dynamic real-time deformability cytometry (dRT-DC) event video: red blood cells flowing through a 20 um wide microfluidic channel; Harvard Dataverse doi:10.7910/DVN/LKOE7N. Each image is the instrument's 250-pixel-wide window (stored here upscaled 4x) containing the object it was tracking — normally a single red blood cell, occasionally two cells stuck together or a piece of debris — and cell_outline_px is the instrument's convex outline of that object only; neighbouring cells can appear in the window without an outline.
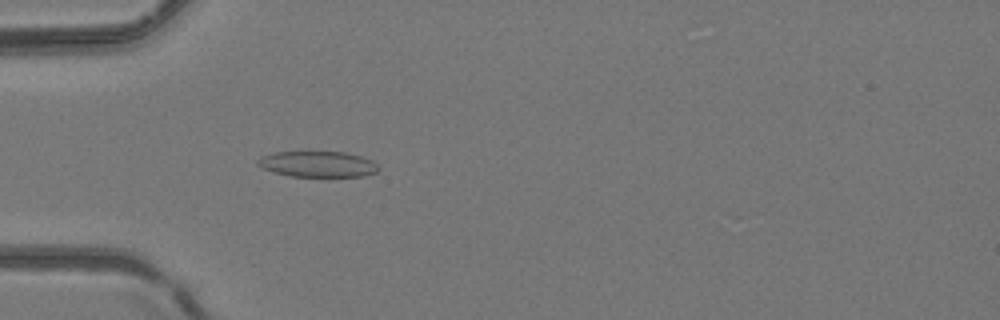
{"species": "common noctule bat (a hibernating species)", "species_latin": "Nyctalus noctula", "temperature_condition": "room temperature", "stored_images_in_passage": 2, "camera_frame_rate_fps": 3000, "um_per_image_px": 0.085, "animal": {"sex": "female", "body_mass_g": 24.6, "forearm_length_mm": 56.2}, "frame": {"image": 1, "passage_image": 2, "time_ms": 0.333, "image_size_px": [1000, 320], "cell_outline_px": [[380, 168], [376, 172], [364, 176], [292, 176], [276, 172], [264, 168], [256, 164], [256, 160], [260, 156], [276, 152], [344, 152], [360, 156], [372, 160]], "centroid_in_image_um": [27.01, 13.94], "position_along_channel_um": 58.0, "area_um2": 17.98}}